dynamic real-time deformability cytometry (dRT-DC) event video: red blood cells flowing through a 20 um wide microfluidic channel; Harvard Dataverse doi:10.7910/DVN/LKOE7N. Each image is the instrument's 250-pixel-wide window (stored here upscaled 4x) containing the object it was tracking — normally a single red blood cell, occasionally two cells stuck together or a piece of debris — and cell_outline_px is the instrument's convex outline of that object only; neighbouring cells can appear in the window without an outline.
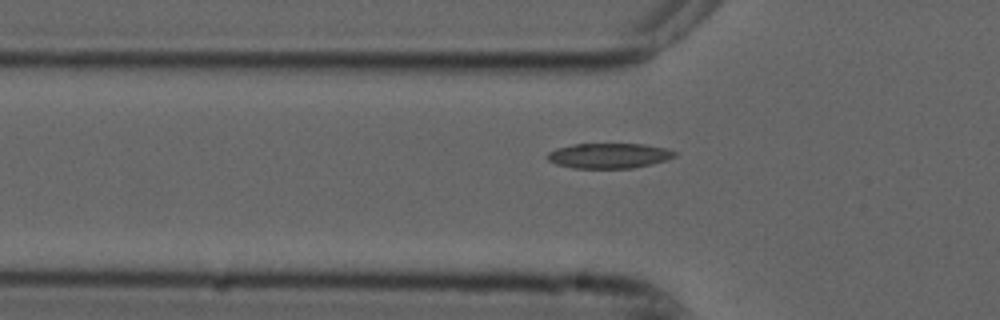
{"species": "common noctule bat (a hibernating species)", "species_latin": "Nyctalus noctula", "temperature_condition": "cold", "stored_images_in_passage": 39, "camera_frame_rate_fps": 3000, "um_per_image_px": 0.085, "animal": {"sex": "male", "forearm_length_mm": 52.5}, "frame": {"image": 1, "passage_image": 6, "time_ms": 1.667, "image_size_px": [1000, 320], "cell_outline_px": [[676, 156], [652, 164], [632, 168], [572, 168], [556, 164], [548, 160], [544, 156], [548, 152], [556, 148], [572, 144], [644, 144], [668, 148], [676, 152]], "centroid_in_image_um": [51.73, 13.23], "position_along_channel_um": 74.1, "area_um2": 18.79}}
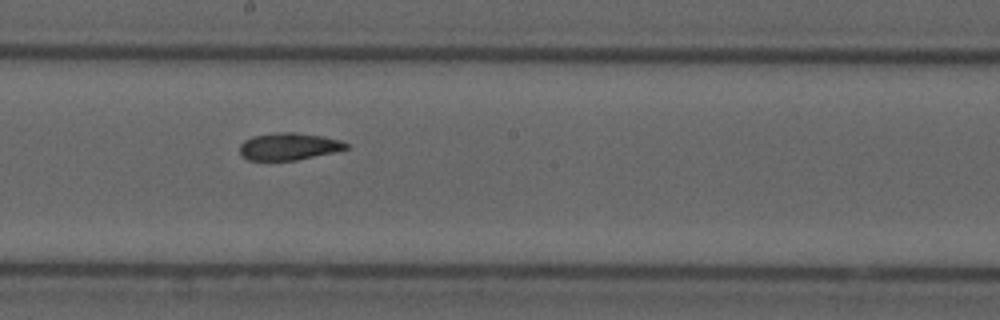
{"frame": {"image": 2, "passage_image": 18, "time_ms": 5.667, "image_size_px": [1000, 320], "cell_outline_px": [[348, 148], [332, 152], [296, 160], [248, 160], [240, 156], [240, 144], [244, 140], [252, 136], [276, 132], [296, 132], [324, 136], [340, 140], [348, 144]], "centroid_in_image_um": [24.5, 12.44], "position_along_channel_um": 223.7, "area_um2": 16.88}}
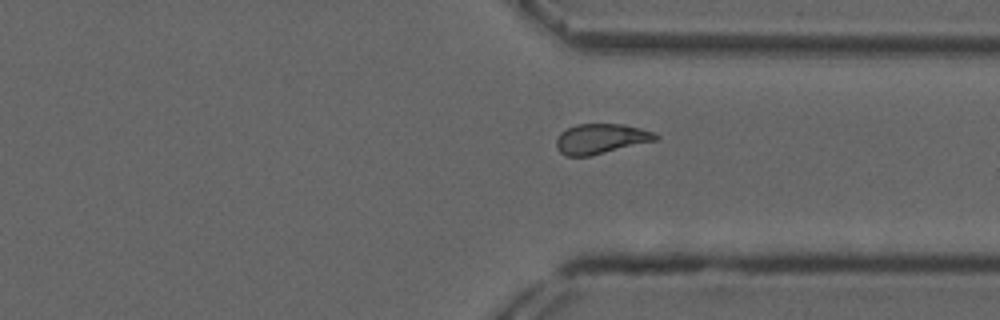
{"frame": {"image": 3, "passage_image": 29, "time_ms": 9.333, "image_size_px": [1000, 320], "cell_outline_px": [[660, 136], [656, 140], [592, 156], [564, 156], [556, 148], [556, 140], [560, 132], [576, 124], [624, 124], [656, 132]], "centroid_in_image_um": [51.07, 11.8], "position_along_channel_um": 360.3, "area_um2": 17.57}}